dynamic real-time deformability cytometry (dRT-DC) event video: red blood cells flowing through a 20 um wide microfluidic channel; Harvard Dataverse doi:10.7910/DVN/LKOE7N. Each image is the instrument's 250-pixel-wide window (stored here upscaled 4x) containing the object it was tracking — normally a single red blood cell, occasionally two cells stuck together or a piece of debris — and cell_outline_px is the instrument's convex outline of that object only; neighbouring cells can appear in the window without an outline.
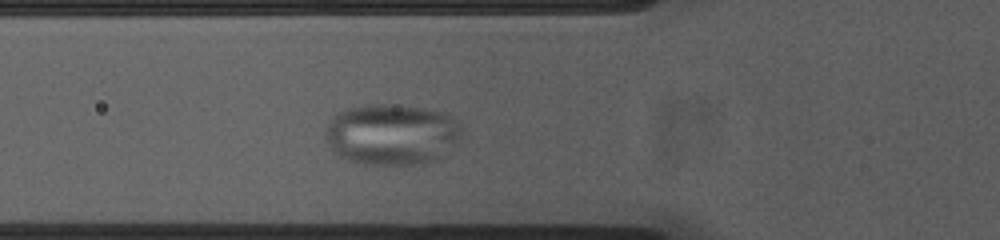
{"species": "common noctule bat (a hibernating species)", "species_latin": "Nyctalus noctula", "temperature_condition": "cold", "stored_images_in_passage": 17, "camera_frame_rate_fps": 3000, "um_per_image_px": 0.085, "animal": {"sex": "female", "body_mass_g": 23.0, "forearm_length_mm": 53.4}, "frame": {"image": 1, "passage_image": 3, "time_ms": 0.667, "image_size_px": [1000, 240], "cell_outline_px": [[460, 140], [444, 156], [436, 160], [424, 164], [364, 164], [348, 160], [336, 156], [324, 140], [324, 132], [332, 116], [348, 108], [364, 104], [388, 104], [420, 108], [444, 112], [460, 128]], "centroid_in_image_um": [33.24, 11.44], "position_along_channel_um": 92.6, "area_um2": 48.78}}
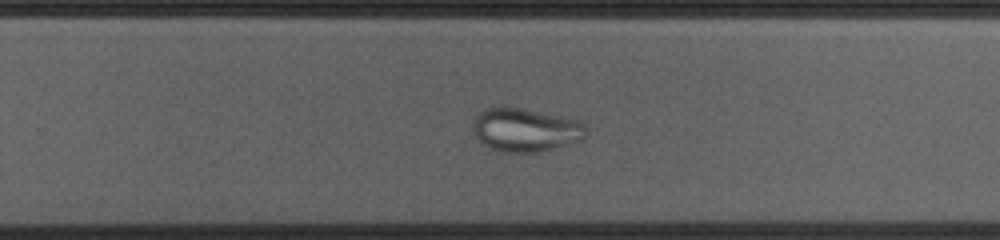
{"frame": {"image": 2, "passage_image": 15, "time_ms": 4.667, "image_size_px": [1000, 240], "cell_outline_px": [[588, 136], [580, 140], [540, 152], [504, 152], [492, 148], [484, 144], [472, 132], [472, 124], [476, 116], [480, 112], [488, 108], [500, 104], [580, 120], [588, 128]], "centroid_in_image_um": [44.67, 11.02], "position_along_channel_um": 285.1, "area_um2": 28.9}}